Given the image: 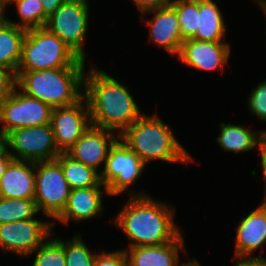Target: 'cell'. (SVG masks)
<instances>
[{"mask_svg":"<svg viewBox=\"0 0 266 266\" xmlns=\"http://www.w3.org/2000/svg\"><path fill=\"white\" fill-rule=\"evenodd\" d=\"M12 0H0V2L6 7Z\"/></svg>","mask_w":266,"mask_h":266,"instance_id":"ab89813d","label":"cell"},{"mask_svg":"<svg viewBox=\"0 0 266 266\" xmlns=\"http://www.w3.org/2000/svg\"><path fill=\"white\" fill-rule=\"evenodd\" d=\"M15 3L20 21L13 22L9 18L5 19L12 25L30 30L34 28L44 27L47 16L40 0H12L9 4Z\"/></svg>","mask_w":266,"mask_h":266,"instance_id":"cb8c5ba5","label":"cell"},{"mask_svg":"<svg viewBox=\"0 0 266 266\" xmlns=\"http://www.w3.org/2000/svg\"><path fill=\"white\" fill-rule=\"evenodd\" d=\"M38 213L34 199L0 197V224L35 219Z\"/></svg>","mask_w":266,"mask_h":266,"instance_id":"d4e9b609","label":"cell"},{"mask_svg":"<svg viewBox=\"0 0 266 266\" xmlns=\"http://www.w3.org/2000/svg\"><path fill=\"white\" fill-rule=\"evenodd\" d=\"M53 108L30 97L15 87L13 92L0 102V137L24 127H36L51 122Z\"/></svg>","mask_w":266,"mask_h":266,"instance_id":"9c48e42d","label":"cell"},{"mask_svg":"<svg viewBox=\"0 0 266 266\" xmlns=\"http://www.w3.org/2000/svg\"><path fill=\"white\" fill-rule=\"evenodd\" d=\"M53 234L52 232L51 236L33 252H36V257L32 266H66L64 240L60 237L52 238Z\"/></svg>","mask_w":266,"mask_h":266,"instance_id":"4316f807","label":"cell"},{"mask_svg":"<svg viewBox=\"0 0 266 266\" xmlns=\"http://www.w3.org/2000/svg\"><path fill=\"white\" fill-rule=\"evenodd\" d=\"M16 87V75L9 69L0 66V102Z\"/></svg>","mask_w":266,"mask_h":266,"instance_id":"4dcf8cb0","label":"cell"},{"mask_svg":"<svg viewBox=\"0 0 266 266\" xmlns=\"http://www.w3.org/2000/svg\"><path fill=\"white\" fill-rule=\"evenodd\" d=\"M235 239V257H255L252 253L266 242V196L263 203L238 223Z\"/></svg>","mask_w":266,"mask_h":266,"instance_id":"2e32d148","label":"cell"},{"mask_svg":"<svg viewBox=\"0 0 266 266\" xmlns=\"http://www.w3.org/2000/svg\"><path fill=\"white\" fill-rule=\"evenodd\" d=\"M26 33L27 30L10 24L6 19L0 23V66L11 70L15 75Z\"/></svg>","mask_w":266,"mask_h":266,"instance_id":"44dd1931","label":"cell"},{"mask_svg":"<svg viewBox=\"0 0 266 266\" xmlns=\"http://www.w3.org/2000/svg\"><path fill=\"white\" fill-rule=\"evenodd\" d=\"M140 13L169 5L173 0H132Z\"/></svg>","mask_w":266,"mask_h":266,"instance_id":"1f68e13d","label":"cell"},{"mask_svg":"<svg viewBox=\"0 0 266 266\" xmlns=\"http://www.w3.org/2000/svg\"><path fill=\"white\" fill-rule=\"evenodd\" d=\"M66 266H92L97 253L90 251L81 234L77 233L71 240L64 241Z\"/></svg>","mask_w":266,"mask_h":266,"instance_id":"83f0119b","label":"cell"},{"mask_svg":"<svg viewBox=\"0 0 266 266\" xmlns=\"http://www.w3.org/2000/svg\"><path fill=\"white\" fill-rule=\"evenodd\" d=\"M220 127V135L216 140L223 150L237 154L259 147L260 131H252L240 124L225 122L220 123Z\"/></svg>","mask_w":266,"mask_h":266,"instance_id":"7402d4cb","label":"cell"},{"mask_svg":"<svg viewBox=\"0 0 266 266\" xmlns=\"http://www.w3.org/2000/svg\"><path fill=\"white\" fill-rule=\"evenodd\" d=\"M248 100V108L258 120L266 121V79L251 91Z\"/></svg>","mask_w":266,"mask_h":266,"instance_id":"f1b7e54d","label":"cell"},{"mask_svg":"<svg viewBox=\"0 0 266 266\" xmlns=\"http://www.w3.org/2000/svg\"><path fill=\"white\" fill-rule=\"evenodd\" d=\"M53 224L36 218L0 224V249L31 256L51 236Z\"/></svg>","mask_w":266,"mask_h":266,"instance_id":"8fae6325","label":"cell"},{"mask_svg":"<svg viewBox=\"0 0 266 266\" xmlns=\"http://www.w3.org/2000/svg\"><path fill=\"white\" fill-rule=\"evenodd\" d=\"M146 164L120 138L110 148L100 180L108 195L118 196L130 188L142 175ZM126 190V191H125Z\"/></svg>","mask_w":266,"mask_h":266,"instance_id":"30bf717a","label":"cell"},{"mask_svg":"<svg viewBox=\"0 0 266 266\" xmlns=\"http://www.w3.org/2000/svg\"><path fill=\"white\" fill-rule=\"evenodd\" d=\"M85 66L84 60L45 27L27 30L17 71L85 68Z\"/></svg>","mask_w":266,"mask_h":266,"instance_id":"5b68a950","label":"cell"},{"mask_svg":"<svg viewBox=\"0 0 266 266\" xmlns=\"http://www.w3.org/2000/svg\"><path fill=\"white\" fill-rule=\"evenodd\" d=\"M84 98L91 125L119 135L144 114L128 87L96 65L85 73Z\"/></svg>","mask_w":266,"mask_h":266,"instance_id":"6da1fadb","label":"cell"},{"mask_svg":"<svg viewBox=\"0 0 266 266\" xmlns=\"http://www.w3.org/2000/svg\"><path fill=\"white\" fill-rule=\"evenodd\" d=\"M85 68L17 71L16 87L52 108L69 106L84 97ZM83 91V92H82Z\"/></svg>","mask_w":266,"mask_h":266,"instance_id":"277c9868","label":"cell"},{"mask_svg":"<svg viewBox=\"0 0 266 266\" xmlns=\"http://www.w3.org/2000/svg\"><path fill=\"white\" fill-rule=\"evenodd\" d=\"M55 160L60 164L71 190L94 186L105 187L101 183L100 174L96 170L72 159L65 152H62Z\"/></svg>","mask_w":266,"mask_h":266,"instance_id":"603a6c76","label":"cell"},{"mask_svg":"<svg viewBox=\"0 0 266 266\" xmlns=\"http://www.w3.org/2000/svg\"><path fill=\"white\" fill-rule=\"evenodd\" d=\"M236 258V259H235ZM236 262L233 266H266V257L261 254L256 257H234Z\"/></svg>","mask_w":266,"mask_h":266,"instance_id":"d6a6232c","label":"cell"},{"mask_svg":"<svg viewBox=\"0 0 266 266\" xmlns=\"http://www.w3.org/2000/svg\"><path fill=\"white\" fill-rule=\"evenodd\" d=\"M119 138L145 163L160 160L166 163L188 164L192 156L180 144L170 125L160 117L145 113L127 127Z\"/></svg>","mask_w":266,"mask_h":266,"instance_id":"3957f363","label":"cell"},{"mask_svg":"<svg viewBox=\"0 0 266 266\" xmlns=\"http://www.w3.org/2000/svg\"><path fill=\"white\" fill-rule=\"evenodd\" d=\"M259 7H261L265 17H266V0H255Z\"/></svg>","mask_w":266,"mask_h":266,"instance_id":"74e56055","label":"cell"},{"mask_svg":"<svg viewBox=\"0 0 266 266\" xmlns=\"http://www.w3.org/2000/svg\"><path fill=\"white\" fill-rule=\"evenodd\" d=\"M231 47L225 41L211 42L187 39L182 42L178 59L185 65L200 71L221 70L229 64Z\"/></svg>","mask_w":266,"mask_h":266,"instance_id":"5bb4252c","label":"cell"},{"mask_svg":"<svg viewBox=\"0 0 266 266\" xmlns=\"http://www.w3.org/2000/svg\"><path fill=\"white\" fill-rule=\"evenodd\" d=\"M114 133L112 130L90 125L65 153L100 174L102 170L99 166L102 163L105 164L110 148L119 139V134L117 133V136H114Z\"/></svg>","mask_w":266,"mask_h":266,"instance_id":"4fadbf2b","label":"cell"},{"mask_svg":"<svg viewBox=\"0 0 266 266\" xmlns=\"http://www.w3.org/2000/svg\"><path fill=\"white\" fill-rule=\"evenodd\" d=\"M101 187L72 189L63 212L55 220L67 225L71 220L78 223L100 217L104 209L102 195L104 192L108 195L107 187H104V191L100 189Z\"/></svg>","mask_w":266,"mask_h":266,"instance_id":"e0dca14e","label":"cell"},{"mask_svg":"<svg viewBox=\"0 0 266 266\" xmlns=\"http://www.w3.org/2000/svg\"><path fill=\"white\" fill-rule=\"evenodd\" d=\"M259 154L261 157V165H262V170H263V176L265 180V193L264 196H266V130L260 131V136H259Z\"/></svg>","mask_w":266,"mask_h":266,"instance_id":"836d02e7","label":"cell"},{"mask_svg":"<svg viewBox=\"0 0 266 266\" xmlns=\"http://www.w3.org/2000/svg\"><path fill=\"white\" fill-rule=\"evenodd\" d=\"M170 4L176 10L182 40L192 39L198 29L199 0H173Z\"/></svg>","mask_w":266,"mask_h":266,"instance_id":"484cf974","label":"cell"},{"mask_svg":"<svg viewBox=\"0 0 266 266\" xmlns=\"http://www.w3.org/2000/svg\"><path fill=\"white\" fill-rule=\"evenodd\" d=\"M12 155L9 153L8 149L1 144L0 145V178L5 173L8 165L13 161Z\"/></svg>","mask_w":266,"mask_h":266,"instance_id":"e575fe53","label":"cell"},{"mask_svg":"<svg viewBox=\"0 0 266 266\" xmlns=\"http://www.w3.org/2000/svg\"><path fill=\"white\" fill-rule=\"evenodd\" d=\"M57 148L69 149L91 125L87 100L63 107L53 108L50 122Z\"/></svg>","mask_w":266,"mask_h":266,"instance_id":"7c38bea8","label":"cell"},{"mask_svg":"<svg viewBox=\"0 0 266 266\" xmlns=\"http://www.w3.org/2000/svg\"><path fill=\"white\" fill-rule=\"evenodd\" d=\"M2 144L14 160L20 161H53L62 153L57 148L50 123L15 129L2 139Z\"/></svg>","mask_w":266,"mask_h":266,"instance_id":"52a82bcc","label":"cell"},{"mask_svg":"<svg viewBox=\"0 0 266 266\" xmlns=\"http://www.w3.org/2000/svg\"><path fill=\"white\" fill-rule=\"evenodd\" d=\"M150 13H154L152 19L142 20L150 28V42L164 48L172 56H178L183 40L175 8L169 4L143 13L142 18Z\"/></svg>","mask_w":266,"mask_h":266,"instance_id":"9a60e30c","label":"cell"},{"mask_svg":"<svg viewBox=\"0 0 266 266\" xmlns=\"http://www.w3.org/2000/svg\"><path fill=\"white\" fill-rule=\"evenodd\" d=\"M175 266H201L199 263H198V260H189L188 262H182V263H179V261H178V263L175 265Z\"/></svg>","mask_w":266,"mask_h":266,"instance_id":"8d00e7d4","label":"cell"},{"mask_svg":"<svg viewBox=\"0 0 266 266\" xmlns=\"http://www.w3.org/2000/svg\"><path fill=\"white\" fill-rule=\"evenodd\" d=\"M89 1L67 0L46 21L45 28L86 61L84 41L89 26Z\"/></svg>","mask_w":266,"mask_h":266,"instance_id":"8992f818","label":"cell"},{"mask_svg":"<svg viewBox=\"0 0 266 266\" xmlns=\"http://www.w3.org/2000/svg\"><path fill=\"white\" fill-rule=\"evenodd\" d=\"M184 237L180 233L173 241L156 246H134L125 249L128 266H175L179 250L184 251Z\"/></svg>","mask_w":266,"mask_h":266,"instance_id":"ac0fdd59","label":"cell"},{"mask_svg":"<svg viewBox=\"0 0 266 266\" xmlns=\"http://www.w3.org/2000/svg\"><path fill=\"white\" fill-rule=\"evenodd\" d=\"M44 9V14L49 17L67 0H40Z\"/></svg>","mask_w":266,"mask_h":266,"instance_id":"d590c367","label":"cell"},{"mask_svg":"<svg viewBox=\"0 0 266 266\" xmlns=\"http://www.w3.org/2000/svg\"><path fill=\"white\" fill-rule=\"evenodd\" d=\"M35 163L13 160L0 178V197L34 199Z\"/></svg>","mask_w":266,"mask_h":266,"instance_id":"d6986e66","label":"cell"},{"mask_svg":"<svg viewBox=\"0 0 266 266\" xmlns=\"http://www.w3.org/2000/svg\"><path fill=\"white\" fill-rule=\"evenodd\" d=\"M92 266H128L124 250L98 252Z\"/></svg>","mask_w":266,"mask_h":266,"instance_id":"f546056e","label":"cell"},{"mask_svg":"<svg viewBox=\"0 0 266 266\" xmlns=\"http://www.w3.org/2000/svg\"><path fill=\"white\" fill-rule=\"evenodd\" d=\"M113 218L131 241L129 247L156 246L173 241L181 232L175 225V208L149 194L133 191Z\"/></svg>","mask_w":266,"mask_h":266,"instance_id":"7a4b0ae2","label":"cell"},{"mask_svg":"<svg viewBox=\"0 0 266 266\" xmlns=\"http://www.w3.org/2000/svg\"><path fill=\"white\" fill-rule=\"evenodd\" d=\"M222 12L213 0H199L198 29L192 39L218 42L226 37Z\"/></svg>","mask_w":266,"mask_h":266,"instance_id":"ffe728a7","label":"cell"},{"mask_svg":"<svg viewBox=\"0 0 266 266\" xmlns=\"http://www.w3.org/2000/svg\"><path fill=\"white\" fill-rule=\"evenodd\" d=\"M5 8H7V7H5L1 2H0V23L5 19V14L6 13H4L6 10H5Z\"/></svg>","mask_w":266,"mask_h":266,"instance_id":"f35d334b","label":"cell"},{"mask_svg":"<svg viewBox=\"0 0 266 266\" xmlns=\"http://www.w3.org/2000/svg\"><path fill=\"white\" fill-rule=\"evenodd\" d=\"M70 187L60 164L56 161L35 163L34 200L40 213L55 219L63 212L70 195Z\"/></svg>","mask_w":266,"mask_h":266,"instance_id":"ba28073f","label":"cell"}]
</instances>
